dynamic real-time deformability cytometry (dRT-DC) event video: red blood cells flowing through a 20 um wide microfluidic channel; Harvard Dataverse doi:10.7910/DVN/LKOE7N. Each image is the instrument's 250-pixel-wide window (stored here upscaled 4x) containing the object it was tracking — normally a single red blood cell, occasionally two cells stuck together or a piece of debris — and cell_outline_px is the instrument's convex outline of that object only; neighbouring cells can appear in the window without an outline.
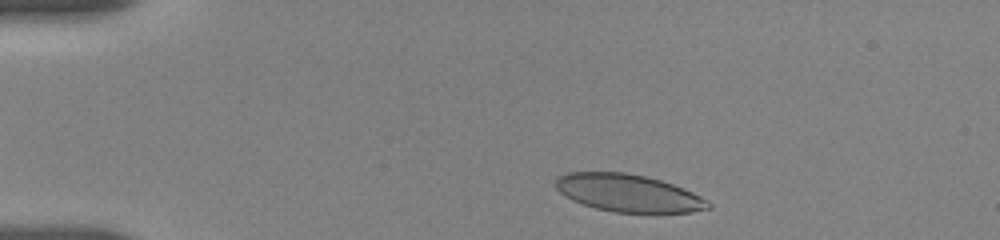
{"species": "human", "species_latin": "Homo sapiens", "temperature_condition": "room temperature", "stored_images_in_passage": 25, "camera_frame_rate_fps": 3000, "um_per_image_px": 0.085, "donor": {"sex": "female"}, "frame": {"image": 1, "passage_image": 2, "time_ms": 0.667, "image_size_px": [1000, 240], "cell_outline_px": [[712, 208], [692, 212], [616, 212], [596, 208], [572, 200], [564, 196], [556, 188], [556, 180], [560, 176], [568, 172], [624, 172], [644, 176], [660, 180], [672, 184], [692, 192], [708, 200], [712, 204]], "centroid_in_image_um": [53.42, 16.41], "position_along_channel_um": 31.6, "area_um2": 33.06}}
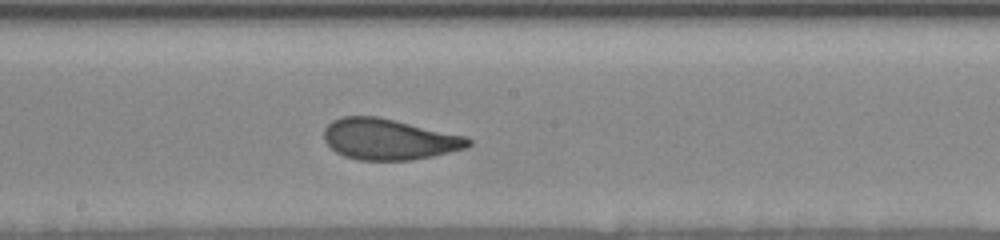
{"frame": {"image": 2, "passage_image": 14, "time_ms": 7.333, "image_size_px": [1000, 240], "cell_outline_px": [[472, 144], [464, 148], [432, 156], [408, 160], [360, 160], [344, 156], [336, 152], [324, 140], [324, 128], [332, 120], [344, 116], [376, 116], [468, 136], [472, 140]], "centroid_in_image_um": [33.06, 11.83], "position_along_channel_um": 215.1, "area_um2": 34.33}}
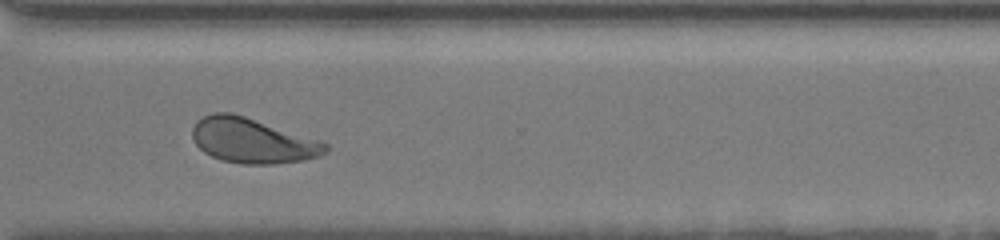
{"frame": {"image": 3, "passage_image": 24, "time_ms": 11.0, "image_size_px": [1000, 240], "cell_outline_px": [[328, 152], [304, 160], [272, 164], [240, 164], [220, 160], [204, 152], [196, 144], [192, 136], [192, 128], [196, 120], [212, 112], [232, 112], [328, 144]], "centroid_in_image_um": [21.39, 11.96], "position_along_channel_um": 349.2, "area_um2": 34.51}}